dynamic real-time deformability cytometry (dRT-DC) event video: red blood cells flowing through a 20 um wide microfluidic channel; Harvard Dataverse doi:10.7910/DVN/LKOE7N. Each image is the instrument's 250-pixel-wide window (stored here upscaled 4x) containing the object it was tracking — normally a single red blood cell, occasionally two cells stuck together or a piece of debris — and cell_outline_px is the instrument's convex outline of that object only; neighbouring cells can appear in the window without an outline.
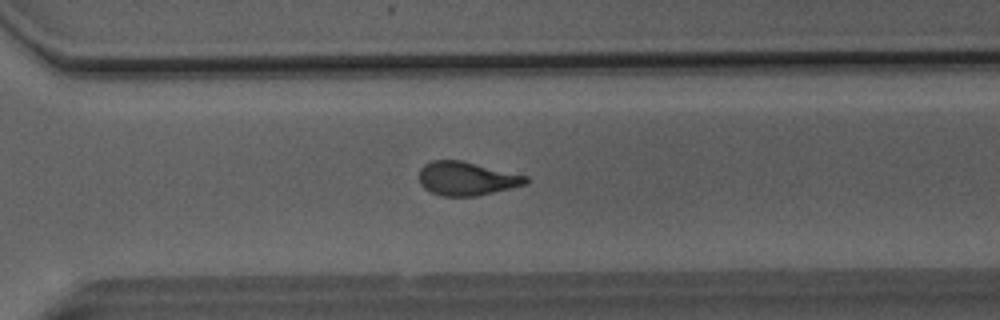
{"species": "Egyptian fruit bat (a non-hibernating species)", "species_latin": "Rousettus aegyptiacus", "temperature_condition": "room temperature", "stored_images_in_passage": 50, "camera_frame_rate_fps": 3000, "um_per_image_px": 0.085, "animal": {"sex": "male"}, "frame": {"image": 1, "passage_image": 36, "time_ms": 11.667, "image_size_px": [1000, 320], "cell_outline_px": [[528, 184], [476, 196], [444, 196], [428, 192], [420, 184], [420, 168], [424, 164], [432, 160], [460, 160], [528, 176]], "centroid_in_image_um": [39.65, 15.18], "position_along_channel_um": 331.0, "area_um2": 20.92}}
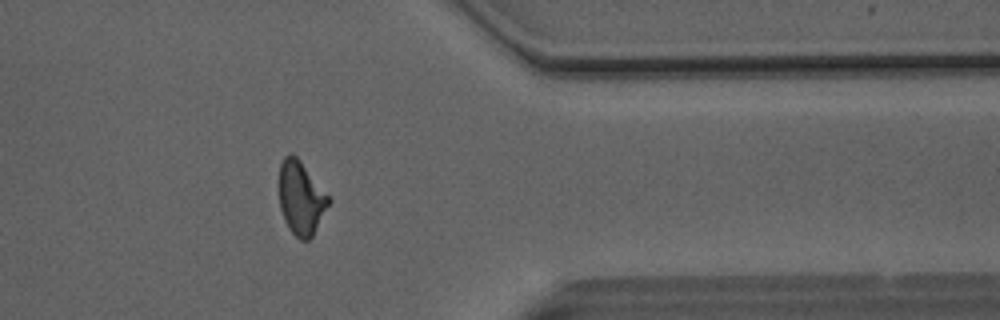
{"frame": {"image": 2, "passage_image": 41, "time_ms": 13.333, "image_size_px": [1000, 320], "cell_outline_px": [[332, 200], [312, 236], [308, 240], [300, 240], [288, 228], [284, 220], [280, 208], [280, 164], [284, 156], [288, 152], [292, 152], [300, 160]], "centroid_in_image_um": [25.58, 16.82], "position_along_channel_um": 385.8, "area_um2": 21.1}}
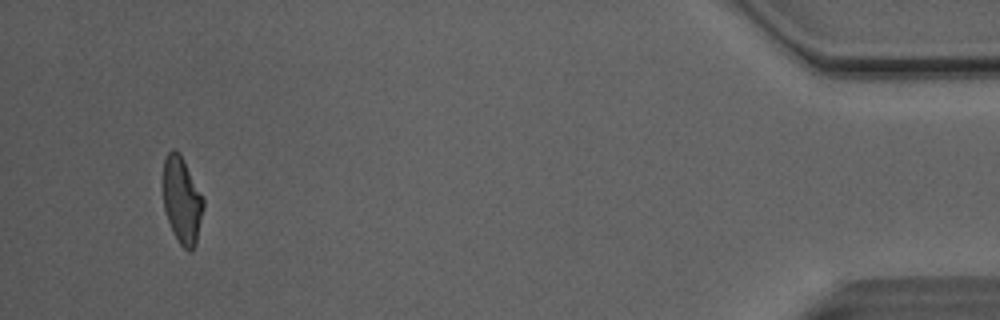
{"frame": {"image": 3, "passage_image": 48, "time_ms": 15.667, "image_size_px": [1000, 320], "cell_outline_px": [[204, 208], [196, 244], [188, 252], [180, 244], [172, 232], [164, 208], [164, 160], [168, 152], [172, 148], [180, 152], [204, 200]], "centroid_in_image_um": [15.47, 17.03], "position_along_channel_um": 419.7, "area_um2": 20.17}, "authors_computed_cell_mechanics": {"area_um2": 21.5594, "velocity_mm_per_s": 4.1172, "shape_relaxation_time_tau1_ms": 4.8028, "shape_relaxation_time_tau2_ms": 1.6066, "deformation_change_tau1": 0.1589, "deformation_change_tau2": 0.0969}}